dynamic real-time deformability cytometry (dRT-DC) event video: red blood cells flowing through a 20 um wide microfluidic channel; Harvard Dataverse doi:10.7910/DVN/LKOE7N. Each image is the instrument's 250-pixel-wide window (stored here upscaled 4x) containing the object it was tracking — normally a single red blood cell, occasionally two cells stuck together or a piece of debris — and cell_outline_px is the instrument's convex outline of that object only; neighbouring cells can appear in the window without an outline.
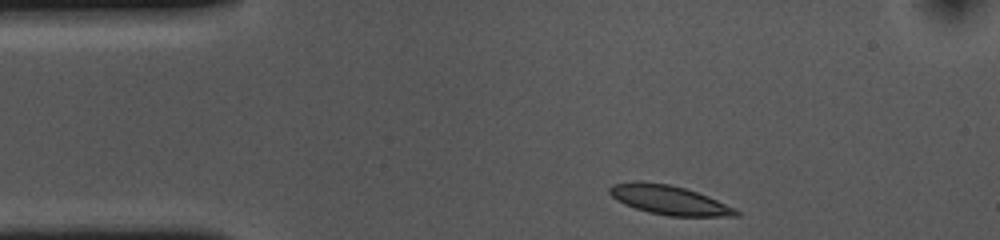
{"species": "common noctule bat (a hibernating species)", "species_latin": "Nyctalus noctula", "temperature_condition": "cold", "stored_images_in_passage": 36, "camera_frame_rate_fps": 3000, "um_per_image_px": 0.085, "animal": {"sex": "female", "body_mass_g": 10.0, "forearm_length_mm": 53.1}, "frame": {"image": 1, "passage_image": 1, "time_ms": 0.0, "image_size_px": [1000, 240], "cell_outline_px": [[740, 216], [668, 216], [648, 212], [624, 204], [616, 200], [608, 192], [608, 188], [612, 184], [636, 180], [640, 180], [668, 184], [684, 188], [708, 196], [736, 208], [740, 212]], "centroid_in_image_um": [56.85, 16.99], "position_along_channel_um": 28.2, "area_um2": 21.68}}
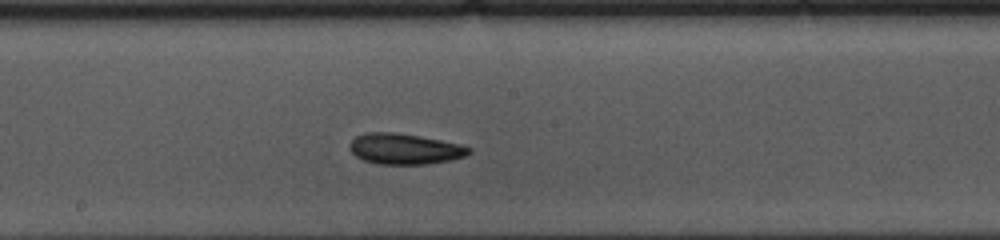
{"frame": {"image": 2, "passage_image": 20, "time_ms": 6.333, "image_size_px": [1000, 240], "cell_outline_px": [[472, 152], [464, 156], [448, 160], [424, 164], [376, 164], [364, 160], [356, 156], [348, 148], [348, 144], [356, 136], [368, 132], [396, 132], [420, 136], [460, 144], [472, 148]], "centroid_in_image_um": [34.37, 12.65], "position_along_channel_um": 213.8, "area_um2": 21.33}}
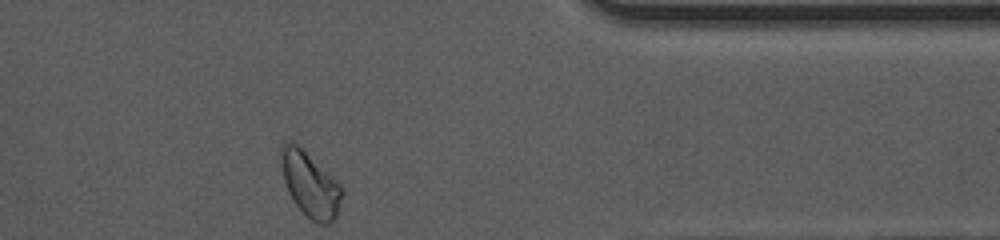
{"frame": {"image": 3, "passage_image": 36, "time_ms": 11.667, "image_size_px": [1000, 240], "cell_outline_px": [[344, 192], [336, 216], [328, 224], [316, 224], [296, 204], [288, 192], [284, 180], [280, 148], [284, 144], [296, 144], [336, 180], [344, 188]], "centroid_in_image_um": [26.4, 15.73], "position_along_channel_um": 385.0, "area_um2": 22.25}, "authors_computed_cell_mechanics": {"area_um2": 21.0103, "velocity_mm_per_s": 3.6031, "shape_relaxation_time_tau1_ms": 2.3709, "shape_relaxation_time_tau2_ms": 2.2724, "deformation_change_tau1": 0.105, "deformation_change_tau2": 0.0788}}